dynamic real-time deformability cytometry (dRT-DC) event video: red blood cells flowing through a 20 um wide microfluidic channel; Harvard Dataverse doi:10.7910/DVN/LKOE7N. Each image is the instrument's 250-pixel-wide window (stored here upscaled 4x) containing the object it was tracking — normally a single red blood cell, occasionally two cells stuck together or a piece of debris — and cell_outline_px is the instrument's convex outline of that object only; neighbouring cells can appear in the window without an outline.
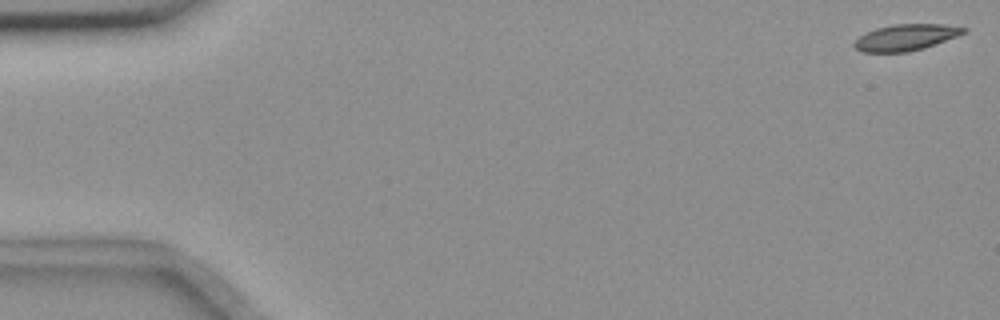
{"species": "common noctule bat (a hibernating species)", "species_latin": "Nyctalus noctula", "temperature_condition": "room temperature", "stored_images_in_passage": 55, "camera_frame_rate_fps": 3000, "um_per_image_px": 0.085, "animal": {"sex": "female", "body_mass_g": 18.4}, "frame": {"image": 1, "passage_image": 1, "time_ms": 0.0, "image_size_px": [1000, 320], "cell_outline_px": [[968, 28], [964, 32], [956, 36], [924, 48], [908, 52], [864, 52], [856, 48], [852, 44], [860, 36], [876, 28], [896, 24], [944, 24]], "centroid_in_image_um": [76.99, 3.18], "position_along_channel_um": 8.0, "area_um2": 16.47}}
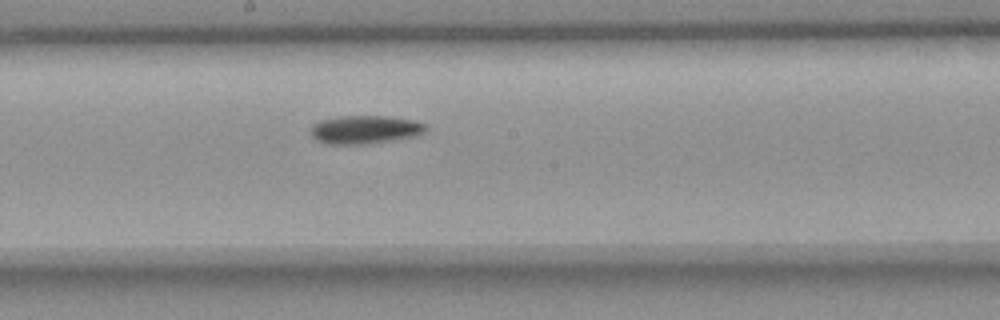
{"frame": {"image": 2, "passage_image": 30, "time_ms": 9.667, "image_size_px": [1000, 320], "cell_outline_px": [[428, 128], [424, 132], [416, 136], [360, 144], [328, 144], [316, 140], [312, 136], [312, 124], [320, 120], [336, 116], [388, 116], [416, 120], [424, 124]], "centroid_in_image_um": [31.01, 11.0], "position_along_channel_um": 217.2, "area_um2": 18.9}}
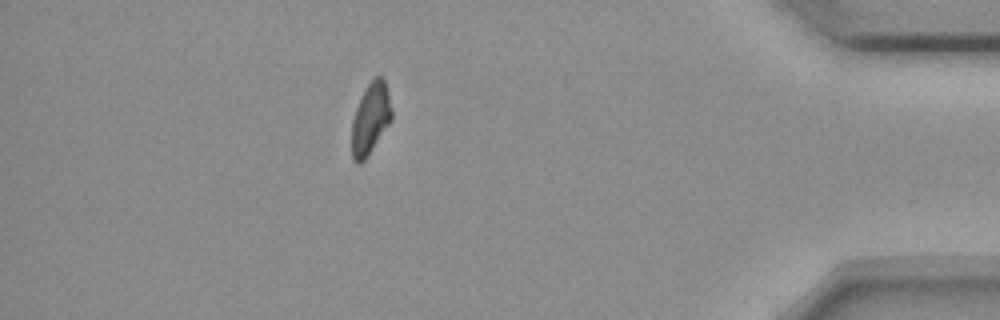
{"frame": {"image": 3, "passage_image": 49, "time_ms": 16.0, "image_size_px": [1000, 320], "cell_outline_px": [[392, 120], [364, 160], [360, 164], [356, 164], [352, 160], [352, 120], [356, 108], [368, 84], [376, 76], [380, 76], [384, 80], [392, 108]], "centroid_in_image_um": [31.49, 10.12], "position_along_channel_um": 403.7, "area_um2": 16.3}, "authors_computed_cell_mechanics": {"area_um2": 17.5712, "velocity_mm_per_s": 3.6495, "shape_relaxation_time_tau1_ms": 6.5194, "shape_relaxation_time_tau2_ms": null, "deformation_change_tau1": 0.1509, "deformation_change_tau2": null}}